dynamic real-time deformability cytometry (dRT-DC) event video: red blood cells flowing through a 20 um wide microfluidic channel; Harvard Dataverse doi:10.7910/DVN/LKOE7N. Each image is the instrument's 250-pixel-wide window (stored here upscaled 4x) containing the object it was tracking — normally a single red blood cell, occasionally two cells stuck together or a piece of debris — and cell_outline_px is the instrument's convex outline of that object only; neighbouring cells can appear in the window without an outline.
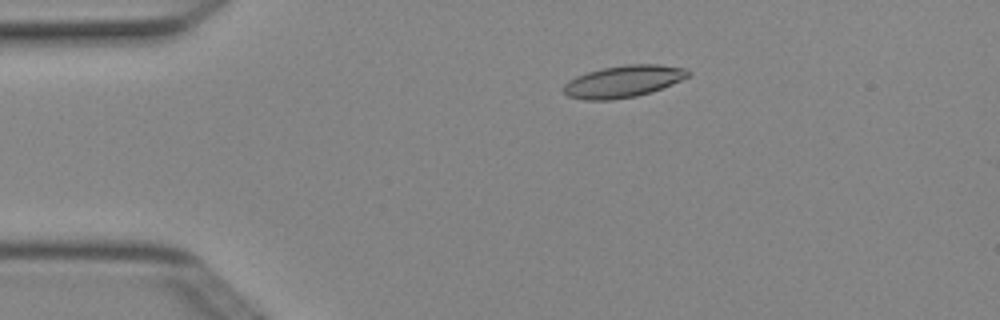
{"species": "Egyptian fruit bat (a non-hibernating species)", "species_latin": "Rousettus aegyptiacus", "temperature_condition": "cold", "stored_images_in_passage": 2, "camera_frame_rate_fps": 3000, "um_per_image_px": 0.085, "animal": {"sex": "female"}, "frame": {"image": 1, "passage_image": 1, "time_ms": 0.0, "image_size_px": [1000, 320], "cell_outline_px": [[692, 72], [688, 76], [672, 84], [636, 96], [612, 100], [584, 100], [568, 96], [564, 92], [564, 84], [568, 80], [576, 76], [588, 72], [604, 68], [624, 64], [660, 64], [688, 68]], "centroid_in_image_um": [52.99, 6.91], "position_along_channel_um": 32.0, "area_um2": 23.12}}